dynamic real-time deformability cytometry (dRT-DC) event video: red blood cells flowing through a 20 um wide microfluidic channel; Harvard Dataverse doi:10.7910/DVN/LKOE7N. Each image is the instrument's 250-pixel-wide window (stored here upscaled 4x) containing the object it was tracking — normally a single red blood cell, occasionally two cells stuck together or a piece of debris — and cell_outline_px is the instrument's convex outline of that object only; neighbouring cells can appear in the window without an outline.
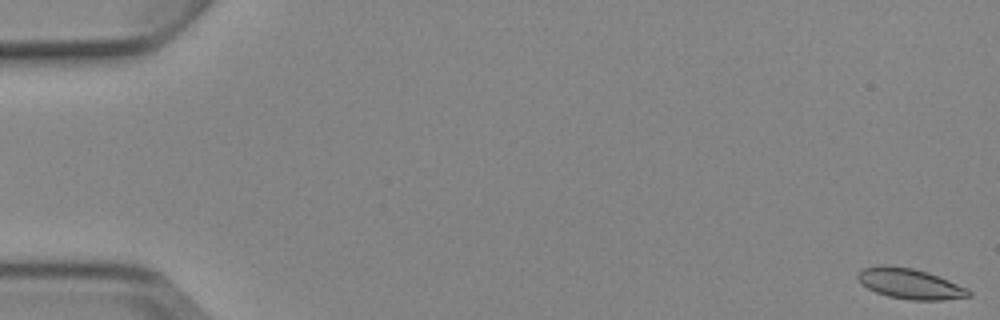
{"species": "Egyptian fruit bat (a non-hibernating species)", "species_latin": "Rousettus aegyptiacus", "temperature_condition": "cold", "stored_images_in_passage": 7, "camera_frame_rate_fps": 3000, "um_per_image_px": 0.085, "animal": {"sex": "female"}, "frame": {"image": 1, "passage_image": 1, "time_ms": 0.0, "image_size_px": [1000, 320], "cell_outline_px": [[972, 296], [944, 300], [912, 300], [888, 296], [876, 292], [860, 284], [856, 276], [856, 272], [864, 268], [880, 264], [888, 264], [912, 268], [928, 272], [968, 288], [972, 292]], "centroid_in_image_um": [77.32, 24.1], "position_along_channel_um": 7.7, "area_um2": 19.94}}
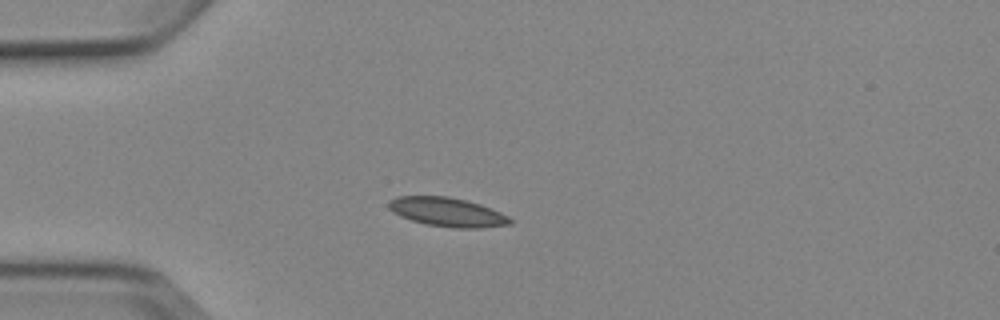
{"frame": {"image": 2, "passage_image": 5, "time_ms": 4.667, "image_size_px": [1000, 320], "cell_outline_px": [[512, 224], [480, 228], [456, 228], [428, 224], [412, 220], [400, 216], [392, 212], [388, 208], [388, 200], [396, 196], [448, 196], [480, 204], [500, 212], [508, 216], [512, 220]], "centroid_in_image_um": [38.0, 18.02], "position_along_channel_um": 47.0, "area_um2": 20.46}}
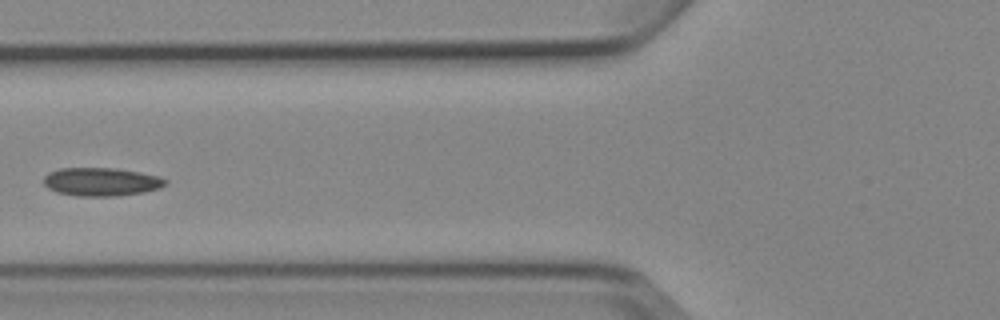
{"frame": {"image": 3, "passage_image": 7, "time_ms": 7.0, "image_size_px": [1000, 320], "cell_outline_px": [[168, 184], [160, 188], [144, 192], [116, 196], [76, 196], [56, 192], [48, 188], [44, 184], [44, 176], [48, 172], [60, 168], [116, 168], [140, 172], [160, 176], [168, 180]], "centroid_in_image_um": [8.63, 15.45], "position_along_channel_um": 117.2, "area_um2": 20.35}}